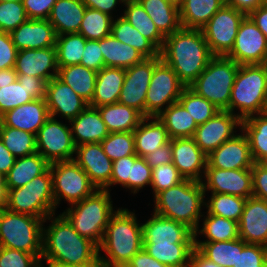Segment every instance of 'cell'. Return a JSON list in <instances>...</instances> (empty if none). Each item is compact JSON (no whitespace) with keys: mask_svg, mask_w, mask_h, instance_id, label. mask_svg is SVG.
<instances>
[{"mask_svg":"<svg viewBox=\"0 0 267 267\" xmlns=\"http://www.w3.org/2000/svg\"><path fill=\"white\" fill-rule=\"evenodd\" d=\"M184 177L179 173L177 168L170 164H161L160 166L152 168L151 189L155 196L158 192L171 188L176 184L182 182Z\"/></svg>","mask_w":267,"mask_h":267,"instance_id":"52","label":"cell"},{"mask_svg":"<svg viewBox=\"0 0 267 267\" xmlns=\"http://www.w3.org/2000/svg\"><path fill=\"white\" fill-rule=\"evenodd\" d=\"M125 78V69L117 67H103L98 73L91 107L113 104L118 102L120 91Z\"/></svg>","mask_w":267,"mask_h":267,"instance_id":"30","label":"cell"},{"mask_svg":"<svg viewBox=\"0 0 267 267\" xmlns=\"http://www.w3.org/2000/svg\"><path fill=\"white\" fill-rule=\"evenodd\" d=\"M141 224L143 243H195L194 232L185 224L155 213Z\"/></svg>","mask_w":267,"mask_h":267,"instance_id":"22","label":"cell"},{"mask_svg":"<svg viewBox=\"0 0 267 267\" xmlns=\"http://www.w3.org/2000/svg\"><path fill=\"white\" fill-rule=\"evenodd\" d=\"M202 185L205 192L236 195L243 198L252 197L251 169L223 170L206 168Z\"/></svg>","mask_w":267,"mask_h":267,"instance_id":"17","label":"cell"},{"mask_svg":"<svg viewBox=\"0 0 267 267\" xmlns=\"http://www.w3.org/2000/svg\"><path fill=\"white\" fill-rule=\"evenodd\" d=\"M49 165L50 163L38 152L17 158L6 175L7 188L16 189L26 185L33 178L43 174Z\"/></svg>","mask_w":267,"mask_h":267,"instance_id":"35","label":"cell"},{"mask_svg":"<svg viewBox=\"0 0 267 267\" xmlns=\"http://www.w3.org/2000/svg\"><path fill=\"white\" fill-rule=\"evenodd\" d=\"M110 193L97 189L92 195L70 205L61 213L81 236L98 246L102 242L110 217L118 209L113 207Z\"/></svg>","mask_w":267,"mask_h":267,"instance_id":"6","label":"cell"},{"mask_svg":"<svg viewBox=\"0 0 267 267\" xmlns=\"http://www.w3.org/2000/svg\"><path fill=\"white\" fill-rule=\"evenodd\" d=\"M185 87L177 73L161 60L151 76L145 99V117H157L172 103L178 102Z\"/></svg>","mask_w":267,"mask_h":267,"instance_id":"11","label":"cell"},{"mask_svg":"<svg viewBox=\"0 0 267 267\" xmlns=\"http://www.w3.org/2000/svg\"><path fill=\"white\" fill-rule=\"evenodd\" d=\"M133 133L135 153L143 158L170 142L167 130L158 117H144Z\"/></svg>","mask_w":267,"mask_h":267,"instance_id":"28","label":"cell"},{"mask_svg":"<svg viewBox=\"0 0 267 267\" xmlns=\"http://www.w3.org/2000/svg\"><path fill=\"white\" fill-rule=\"evenodd\" d=\"M100 144L112 161L136 154L133 131L109 133Z\"/></svg>","mask_w":267,"mask_h":267,"instance_id":"49","label":"cell"},{"mask_svg":"<svg viewBox=\"0 0 267 267\" xmlns=\"http://www.w3.org/2000/svg\"><path fill=\"white\" fill-rule=\"evenodd\" d=\"M246 15L224 5L201 29L213 56H227L233 48L237 31Z\"/></svg>","mask_w":267,"mask_h":267,"instance_id":"12","label":"cell"},{"mask_svg":"<svg viewBox=\"0 0 267 267\" xmlns=\"http://www.w3.org/2000/svg\"><path fill=\"white\" fill-rule=\"evenodd\" d=\"M227 57L239 65L267 64V38L248 15L241 21Z\"/></svg>","mask_w":267,"mask_h":267,"instance_id":"14","label":"cell"},{"mask_svg":"<svg viewBox=\"0 0 267 267\" xmlns=\"http://www.w3.org/2000/svg\"><path fill=\"white\" fill-rule=\"evenodd\" d=\"M239 127V128H238ZM242 120L230 111H218L212 118L197 126L193 140L208 156L228 139L234 137L236 129L241 130Z\"/></svg>","mask_w":267,"mask_h":267,"instance_id":"16","label":"cell"},{"mask_svg":"<svg viewBox=\"0 0 267 267\" xmlns=\"http://www.w3.org/2000/svg\"><path fill=\"white\" fill-rule=\"evenodd\" d=\"M112 20L111 16L86 7L78 33L86 40H100L111 34Z\"/></svg>","mask_w":267,"mask_h":267,"instance_id":"47","label":"cell"},{"mask_svg":"<svg viewBox=\"0 0 267 267\" xmlns=\"http://www.w3.org/2000/svg\"><path fill=\"white\" fill-rule=\"evenodd\" d=\"M57 0H22L29 19L48 20Z\"/></svg>","mask_w":267,"mask_h":267,"instance_id":"59","label":"cell"},{"mask_svg":"<svg viewBox=\"0 0 267 267\" xmlns=\"http://www.w3.org/2000/svg\"><path fill=\"white\" fill-rule=\"evenodd\" d=\"M225 4V0H185L179 6L181 26L201 30Z\"/></svg>","mask_w":267,"mask_h":267,"instance_id":"33","label":"cell"},{"mask_svg":"<svg viewBox=\"0 0 267 267\" xmlns=\"http://www.w3.org/2000/svg\"><path fill=\"white\" fill-rule=\"evenodd\" d=\"M33 100L30 92L18 80L12 84L0 86V116Z\"/></svg>","mask_w":267,"mask_h":267,"instance_id":"50","label":"cell"},{"mask_svg":"<svg viewBox=\"0 0 267 267\" xmlns=\"http://www.w3.org/2000/svg\"><path fill=\"white\" fill-rule=\"evenodd\" d=\"M202 217V224L194 232L195 242L231 241L239 238L238 222L207 213ZM199 234L205 236L206 240H199Z\"/></svg>","mask_w":267,"mask_h":267,"instance_id":"38","label":"cell"},{"mask_svg":"<svg viewBox=\"0 0 267 267\" xmlns=\"http://www.w3.org/2000/svg\"><path fill=\"white\" fill-rule=\"evenodd\" d=\"M248 16L267 38V2H263L257 9L253 10Z\"/></svg>","mask_w":267,"mask_h":267,"instance_id":"65","label":"cell"},{"mask_svg":"<svg viewBox=\"0 0 267 267\" xmlns=\"http://www.w3.org/2000/svg\"><path fill=\"white\" fill-rule=\"evenodd\" d=\"M139 156L137 154L123 157L113 161L110 184L104 189L111 191V186L119 185L129 189L132 193V165Z\"/></svg>","mask_w":267,"mask_h":267,"instance_id":"53","label":"cell"},{"mask_svg":"<svg viewBox=\"0 0 267 267\" xmlns=\"http://www.w3.org/2000/svg\"><path fill=\"white\" fill-rule=\"evenodd\" d=\"M47 267H53V266H47ZM70 267H103L100 264H81V265H75Z\"/></svg>","mask_w":267,"mask_h":267,"instance_id":"71","label":"cell"},{"mask_svg":"<svg viewBox=\"0 0 267 267\" xmlns=\"http://www.w3.org/2000/svg\"><path fill=\"white\" fill-rule=\"evenodd\" d=\"M8 202L7 185H0V210L6 208Z\"/></svg>","mask_w":267,"mask_h":267,"instance_id":"70","label":"cell"},{"mask_svg":"<svg viewBox=\"0 0 267 267\" xmlns=\"http://www.w3.org/2000/svg\"><path fill=\"white\" fill-rule=\"evenodd\" d=\"M265 112H267V95H266Z\"/></svg>","mask_w":267,"mask_h":267,"instance_id":"75","label":"cell"},{"mask_svg":"<svg viewBox=\"0 0 267 267\" xmlns=\"http://www.w3.org/2000/svg\"><path fill=\"white\" fill-rule=\"evenodd\" d=\"M188 267H221L204 257L196 248L192 250Z\"/></svg>","mask_w":267,"mask_h":267,"instance_id":"68","label":"cell"},{"mask_svg":"<svg viewBox=\"0 0 267 267\" xmlns=\"http://www.w3.org/2000/svg\"><path fill=\"white\" fill-rule=\"evenodd\" d=\"M15 161L16 158L14 155L6 148L0 139V172L7 175L15 164Z\"/></svg>","mask_w":267,"mask_h":267,"instance_id":"67","label":"cell"},{"mask_svg":"<svg viewBox=\"0 0 267 267\" xmlns=\"http://www.w3.org/2000/svg\"><path fill=\"white\" fill-rule=\"evenodd\" d=\"M86 6L82 0H57L48 18L56 35L78 33Z\"/></svg>","mask_w":267,"mask_h":267,"instance_id":"29","label":"cell"},{"mask_svg":"<svg viewBox=\"0 0 267 267\" xmlns=\"http://www.w3.org/2000/svg\"><path fill=\"white\" fill-rule=\"evenodd\" d=\"M86 7L99 10L114 19L113 12L117 8V4H124L125 0H82Z\"/></svg>","mask_w":267,"mask_h":267,"instance_id":"64","label":"cell"},{"mask_svg":"<svg viewBox=\"0 0 267 267\" xmlns=\"http://www.w3.org/2000/svg\"><path fill=\"white\" fill-rule=\"evenodd\" d=\"M144 158L151 168L160 166L161 164L172 163L171 139L169 143L156 149L154 152L148 154Z\"/></svg>","mask_w":267,"mask_h":267,"instance_id":"62","label":"cell"},{"mask_svg":"<svg viewBox=\"0 0 267 267\" xmlns=\"http://www.w3.org/2000/svg\"><path fill=\"white\" fill-rule=\"evenodd\" d=\"M124 267H169L151 257L144 248L137 252Z\"/></svg>","mask_w":267,"mask_h":267,"instance_id":"63","label":"cell"},{"mask_svg":"<svg viewBox=\"0 0 267 267\" xmlns=\"http://www.w3.org/2000/svg\"><path fill=\"white\" fill-rule=\"evenodd\" d=\"M112 20L111 34L122 43L138 50L145 58L157 57L160 51L122 16Z\"/></svg>","mask_w":267,"mask_h":267,"instance_id":"43","label":"cell"},{"mask_svg":"<svg viewBox=\"0 0 267 267\" xmlns=\"http://www.w3.org/2000/svg\"><path fill=\"white\" fill-rule=\"evenodd\" d=\"M0 185H7L6 175L0 172Z\"/></svg>","mask_w":267,"mask_h":267,"instance_id":"72","label":"cell"},{"mask_svg":"<svg viewBox=\"0 0 267 267\" xmlns=\"http://www.w3.org/2000/svg\"><path fill=\"white\" fill-rule=\"evenodd\" d=\"M246 242L240 238L231 241L195 242V248L208 260L221 267L236 265L238 250H242Z\"/></svg>","mask_w":267,"mask_h":267,"instance_id":"41","label":"cell"},{"mask_svg":"<svg viewBox=\"0 0 267 267\" xmlns=\"http://www.w3.org/2000/svg\"><path fill=\"white\" fill-rule=\"evenodd\" d=\"M49 167L56 209L63 199L70 206L97 190L86 172L74 160L54 162Z\"/></svg>","mask_w":267,"mask_h":267,"instance_id":"10","label":"cell"},{"mask_svg":"<svg viewBox=\"0 0 267 267\" xmlns=\"http://www.w3.org/2000/svg\"><path fill=\"white\" fill-rule=\"evenodd\" d=\"M45 101L51 117H61L69 121L77 117L88 103L58 77L46 84Z\"/></svg>","mask_w":267,"mask_h":267,"instance_id":"19","label":"cell"},{"mask_svg":"<svg viewBox=\"0 0 267 267\" xmlns=\"http://www.w3.org/2000/svg\"><path fill=\"white\" fill-rule=\"evenodd\" d=\"M0 1H6V2H22V0H0Z\"/></svg>","mask_w":267,"mask_h":267,"instance_id":"74","label":"cell"},{"mask_svg":"<svg viewBox=\"0 0 267 267\" xmlns=\"http://www.w3.org/2000/svg\"><path fill=\"white\" fill-rule=\"evenodd\" d=\"M238 68L239 64L227 56H213L189 87L220 111H229L231 90Z\"/></svg>","mask_w":267,"mask_h":267,"instance_id":"8","label":"cell"},{"mask_svg":"<svg viewBox=\"0 0 267 267\" xmlns=\"http://www.w3.org/2000/svg\"><path fill=\"white\" fill-rule=\"evenodd\" d=\"M81 65L99 72L104 65L100 40H86L85 49L81 59Z\"/></svg>","mask_w":267,"mask_h":267,"instance_id":"57","label":"cell"},{"mask_svg":"<svg viewBox=\"0 0 267 267\" xmlns=\"http://www.w3.org/2000/svg\"><path fill=\"white\" fill-rule=\"evenodd\" d=\"M253 197L267 201V162H255L251 168Z\"/></svg>","mask_w":267,"mask_h":267,"instance_id":"58","label":"cell"},{"mask_svg":"<svg viewBox=\"0 0 267 267\" xmlns=\"http://www.w3.org/2000/svg\"><path fill=\"white\" fill-rule=\"evenodd\" d=\"M100 47L105 67L127 69L145 58L138 50L117 40L112 34L100 39Z\"/></svg>","mask_w":267,"mask_h":267,"instance_id":"34","label":"cell"},{"mask_svg":"<svg viewBox=\"0 0 267 267\" xmlns=\"http://www.w3.org/2000/svg\"><path fill=\"white\" fill-rule=\"evenodd\" d=\"M58 69L55 47L20 50L14 65L17 74L39 77L46 82L58 76Z\"/></svg>","mask_w":267,"mask_h":267,"instance_id":"23","label":"cell"},{"mask_svg":"<svg viewBox=\"0 0 267 267\" xmlns=\"http://www.w3.org/2000/svg\"><path fill=\"white\" fill-rule=\"evenodd\" d=\"M143 248L151 257L169 267H188L195 243H143Z\"/></svg>","mask_w":267,"mask_h":267,"instance_id":"42","label":"cell"},{"mask_svg":"<svg viewBox=\"0 0 267 267\" xmlns=\"http://www.w3.org/2000/svg\"><path fill=\"white\" fill-rule=\"evenodd\" d=\"M6 208L13 212L35 216L43 220L49 215L56 214L50 167L26 185L16 189H8Z\"/></svg>","mask_w":267,"mask_h":267,"instance_id":"9","label":"cell"},{"mask_svg":"<svg viewBox=\"0 0 267 267\" xmlns=\"http://www.w3.org/2000/svg\"><path fill=\"white\" fill-rule=\"evenodd\" d=\"M49 117L45 98L35 99L1 115L0 126L12 127L36 135Z\"/></svg>","mask_w":267,"mask_h":267,"instance_id":"26","label":"cell"},{"mask_svg":"<svg viewBox=\"0 0 267 267\" xmlns=\"http://www.w3.org/2000/svg\"><path fill=\"white\" fill-rule=\"evenodd\" d=\"M185 0H174V4L177 6H181Z\"/></svg>","mask_w":267,"mask_h":267,"instance_id":"73","label":"cell"},{"mask_svg":"<svg viewBox=\"0 0 267 267\" xmlns=\"http://www.w3.org/2000/svg\"><path fill=\"white\" fill-rule=\"evenodd\" d=\"M239 238L267 246V201L249 197L238 222Z\"/></svg>","mask_w":267,"mask_h":267,"instance_id":"24","label":"cell"},{"mask_svg":"<svg viewBox=\"0 0 267 267\" xmlns=\"http://www.w3.org/2000/svg\"><path fill=\"white\" fill-rule=\"evenodd\" d=\"M263 2V0H225L226 5L236 8L246 16L257 9Z\"/></svg>","mask_w":267,"mask_h":267,"instance_id":"66","label":"cell"},{"mask_svg":"<svg viewBox=\"0 0 267 267\" xmlns=\"http://www.w3.org/2000/svg\"><path fill=\"white\" fill-rule=\"evenodd\" d=\"M145 9L159 32L167 37L179 30L180 23L179 6L168 0H137Z\"/></svg>","mask_w":267,"mask_h":267,"instance_id":"31","label":"cell"},{"mask_svg":"<svg viewBox=\"0 0 267 267\" xmlns=\"http://www.w3.org/2000/svg\"><path fill=\"white\" fill-rule=\"evenodd\" d=\"M47 221L51 223L46 227ZM41 264L53 267L100 264L99 247L81 236L61 212L57 216L52 214L44 220Z\"/></svg>","mask_w":267,"mask_h":267,"instance_id":"1","label":"cell"},{"mask_svg":"<svg viewBox=\"0 0 267 267\" xmlns=\"http://www.w3.org/2000/svg\"><path fill=\"white\" fill-rule=\"evenodd\" d=\"M160 56L186 87L198 78L213 57L202 30L183 27L165 37Z\"/></svg>","mask_w":267,"mask_h":267,"instance_id":"2","label":"cell"},{"mask_svg":"<svg viewBox=\"0 0 267 267\" xmlns=\"http://www.w3.org/2000/svg\"><path fill=\"white\" fill-rule=\"evenodd\" d=\"M41 259L33 254L0 246V267H40Z\"/></svg>","mask_w":267,"mask_h":267,"instance_id":"55","label":"cell"},{"mask_svg":"<svg viewBox=\"0 0 267 267\" xmlns=\"http://www.w3.org/2000/svg\"><path fill=\"white\" fill-rule=\"evenodd\" d=\"M18 49L12 42L10 33L0 31V70L14 68Z\"/></svg>","mask_w":267,"mask_h":267,"instance_id":"60","label":"cell"},{"mask_svg":"<svg viewBox=\"0 0 267 267\" xmlns=\"http://www.w3.org/2000/svg\"><path fill=\"white\" fill-rule=\"evenodd\" d=\"M96 108L100 112L109 133L132 132L144 118L135 108L118 102Z\"/></svg>","mask_w":267,"mask_h":267,"instance_id":"32","label":"cell"},{"mask_svg":"<svg viewBox=\"0 0 267 267\" xmlns=\"http://www.w3.org/2000/svg\"><path fill=\"white\" fill-rule=\"evenodd\" d=\"M44 220L4 208L0 210V246L42 256Z\"/></svg>","mask_w":267,"mask_h":267,"instance_id":"7","label":"cell"},{"mask_svg":"<svg viewBox=\"0 0 267 267\" xmlns=\"http://www.w3.org/2000/svg\"><path fill=\"white\" fill-rule=\"evenodd\" d=\"M134 211L121 207L110 217L98 246L103 267H124L143 248L142 224Z\"/></svg>","mask_w":267,"mask_h":267,"instance_id":"3","label":"cell"},{"mask_svg":"<svg viewBox=\"0 0 267 267\" xmlns=\"http://www.w3.org/2000/svg\"><path fill=\"white\" fill-rule=\"evenodd\" d=\"M58 68L57 77L89 104L94 95L98 72L81 64Z\"/></svg>","mask_w":267,"mask_h":267,"instance_id":"36","label":"cell"},{"mask_svg":"<svg viewBox=\"0 0 267 267\" xmlns=\"http://www.w3.org/2000/svg\"><path fill=\"white\" fill-rule=\"evenodd\" d=\"M86 39L80 33H67L56 38V56L58 67L81 63Z\"/></svg>","mask_w":267,"mask_h":267,"instance_id":"45","label":"cell"},{"mask_svg":"<svg viewBox=\"0 0 267 267\" xmlns=\"http://www.w3.org/2000/svg\"><path fill=\"white\" fill-rule=\"evenodd\" d=\"M157 117L164 124L170 139L193 137L198 126L179 102L172 103Z\"/></svg>","mask_w":267,"mask_h":267,"instance_id":"39","label":"cell"},{"mask_svg":"<svg viewBox=\"0 0 267 267\" xmlns=\"http://www.w3.org/2000/svg\"><path fill=\"white\" fill-rule=\"evenodd\" d=\"M152 168L147 164L146 159L138 157L132 165V193L137 194L145 186H150Z\"/></svg>","mask_w":267,"mask_h":267,"instance_id":"56","label":"cell"},{"mask_svg":"<svg viewBox=\"0 0 267 267\" xmlns=\"http://www.w3.org/2000/svg\"><path fill=\"white\" fill-rule=\"evenodd\" d=\"M266 95L267 64L239 65L231 90L229 111L241 120L264 113Z\"/></svg>","mask_w":267,"mask_h":267,"instance_id":"5","label":"cell"},{"mask_svg":"<svg viewBox=\"0 0 267 267\" xmlns=\"http://www.w3.org/2000/svg\"><path fill=\"white\" fill-rule=\"evenodd\" d=\"M28 19L22 2L0 1V31L10 33Z\"/></svg>","mask_w":267,"mask_h":267,"instance_id":"51","label":"cell"},{"mask_svg":"<svg viewBox=\"0 0 267 267\" xmlns=\"http://www.w3.org/2000/svg\"><path fill=\"white\" fill-rule=\"evenodd\" d=\"M75 146L100 143L108 135L106 124L97 108L87 106L77 117L69 120Z\"/></svg>","mask_w":267,"mask_h":267,"instance_id":"27","label":"cell"},{"mask_svg":"<svg viewBox=\"0 0 267 267\" xmlns=\"http://www.w3.org/2000/svg\"><path fill=\"white\" fill-rule=\"evenodd\" d=\"M12 42L18 49H43L55 47L56 32L48 20L28 19L10 32Z\"/></svg>","mask_w":267,"mask_h":267,"instance_id":"25","label":"cell"},{"mask_svg":"<svg viewBox=\"0 0 267 267\" xmlns=\"http://www.w3.org/2000/svg\"><path fill=\"white\" fill-rule=\"evenodd\" d=\"M240 132L207 156L206 168L223 170L252 168L255 162L251 155L249 141L245 133L242 130Z\"/></svg>","mask_w":267,"mask_h":267,"instance_id":"18","label":"cell"},{"mask_svg":"<svg viewBox=\"0 0 267 267\" xmlns=\"http://www.w3.org/2000/svg\"><path fill=\"white\" fill-rule=\"evenodd\" d=\"M161 56L144 58L141 62L125 69V78L118 103L135 108L145 117V99L154 67Z\"/></svg>","mask_w":267,"mask_h":267,"instance_id":"15","label":"cell"},{"mask_svg":"<svg viewBox=\"0 0 267 267\" xmlns=\"http://www.w3.org/2000/svg\"><path fill=\"white\" fill-rule=\"evenodd\" d=\"M241 130L248 138L254 162H267V112L242 120Z\"/></svg>","mask_w":267,"mask_h":267,"instance_id":"40","label":"cell"},{"mask_svg":"<svg viewBox=\"0 0 267 267\" xmlns=\"http://www.w3.org/2000/svg\"><path fill=\"white\" fill-rule=\"evenodd\" d=\"M233 267H267V246L246 243L242 250H238Z\"/></svg>","mask_w":267,"mask_h":267,"instance_id":"54","label":"cell"},{"mask_svg":"<svg viewBox=\"0 0 267 267\" xmlns=\"http://www.w3.org/2000/svg\"><path fill=\"white\" fill-rule=\"evenodd\" d=\"M74 161L86 172L91 183L104 190L112 175L113 161L105 154L100 143L76 146Z\"/></svg>","mask_w":267,"mask_h":267,"instance_id":"20","label":"cell"},{"mask_svg":"<svg viewBox=\"0 0 267 267\" xmlns=\"http://www.w3.org/2000/svg\"><path fill=\"white\" fill-rule=\"evenodd\" d=\"M210 194L209 200H205L204 207L207 211L204 213L239 222L247 200L246 198L230 194Z\"/></svg>","mask_w":267,"mask_h":267,"instance_id":"44","label":"cell"},{"mask_svg":"<svg viewBox=\"0 0 267 267\" xmlns=\"http://www.w3.org/2000/svg\"><path fill=\"white\" fill-rule=\"evenodd\" d=\"M37 152L50 164L73 160L76 146L70 126L54 117H49L36 134Z\"/></svg>","mask_w":267,"mask_h":267,"instance_id":"13","label":"cell"},{"mask_svg":"<svg viewBox=\"0 0 267 267\" xmlns=\"http://www.w3.org/2000/svg\"><path fill=\"white\" fill-rule=\"evenodd\" d=\"M17 80L21 85L25 86L34 100L45 98L47 82L44 79L35 76L17 74Z\"/></svg>","mask_w":267,"mask_h":267,"instance_id":"61","label":"cell"},{"mask_svg":"<svg viewBox=\"0 0 267 267\" xmlns=\"http://www.w3.org/2000/svg\"><path fill=\"white\" fill-rule=\"evenodd\" d=\"M17 80V73L14 68L0 70V86L9 85Z\"/></svg>","mask_w":267,"mask_h":267,"instance_id":"69","label":"cell"},{"mask_svg":"<svg viewBox=\"0 0 267 267\" xmlns=\"http://www.w3.org/2000/svg\"><path fill=\"white\" fill-rule=\"evenodd\" d=\"M205 192L202 182L184 179L171 188L158 192L153 213L185 224L195 232L204 212Z\"/></svg>","mask_w":267,"mask_h":267,"instance_id":"4","label":"cell"},{"mask_svg":"<svg viewBox=\"0 0 267 267\" xmlns=\"http://www.w3.org/2000/svg\"><path fill=\"white\" fill-rule=\"evenodd\" d=\"M0 139L16 159L37 152L36 135L30 132L0 126Z\"/></svg>","mask_w":267,"mask_h":267,"instance_id":"46","label":"cell"},{"mask_svg":"<svg viewBox=\"0 0 267 267\" xmlns=\"http://www.w3.org/2000/svg\"><path fill=\"white\" fill-rule=\"evenodd\" d=\"M178 102L190 113L197 125L212 118L219 109L190 87H185Z\"/></svg>","mask_w":267,"mask_h":267,"instance_id":"48","label":"cell"},{"mask_svg":"<svg viewBox=\"0 0 267 267\" xmlns=\"http://www.w3.org/2000/svg\"><path fill=\"white\" fill-rule=\"evenodd\" d=\"M123 6L125 8L121 16L161 51L165 37L159 32L140 3L137 0H125Z\"/></svg>","mask_w":267,"mask_h":267,"instance_id":"37","label":"cell"},{"mask_svg":"<svg viewBox=\"0 0 267 267\" xmlns=\"http://www.w3.org/2000/svg\"><path fill=\"white\" fill-rule=\"evenodd\" d=\"M172 163L184 179L201 182L207 167V155L192 137L171 139Z\"/></svg>","mask_w":267,"mask_h":267,"instance_id":"21","label":"cell"}]
</instances>
